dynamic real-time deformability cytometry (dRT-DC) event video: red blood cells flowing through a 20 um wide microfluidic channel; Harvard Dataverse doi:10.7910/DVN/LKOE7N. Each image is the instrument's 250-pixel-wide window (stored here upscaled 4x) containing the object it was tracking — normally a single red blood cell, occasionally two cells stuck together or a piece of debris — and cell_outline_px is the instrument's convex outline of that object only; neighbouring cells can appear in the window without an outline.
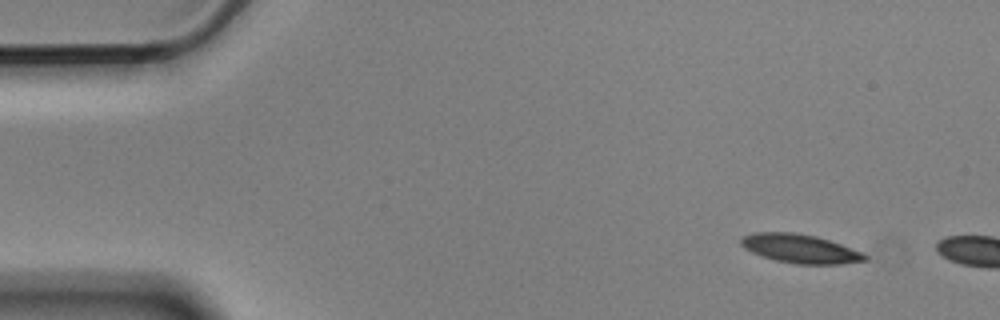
{"species": "Egyptian fruit bat (a non-hibernating species)", "species_latin": "Rousettus aegyptiacus", "temperature_condition": "cold", "stored_images_in_passage": 2, "camera_frame_rate_fps": 3000, "um_per_image_px": 0.085, "animal": {"sex": "male"}, "frame": {"image": 1, "passage_image": 1, "time_ms": 0.0, "image_size_px": [1000, 320], "cell_outline_px": [[868, 260], [840, 264], [796, 264], [776, 260], [752, 252], [744, 248], [740, 244], [740, 240], [744, 236], [756, 232], [792, 232], [816, 236], [840, 244], [860, 252], [868, 256]], "centroid_in_image_um": [68.0, 21.13], "position_along_channel_um": 17.0, "area_um2": 20.52}}